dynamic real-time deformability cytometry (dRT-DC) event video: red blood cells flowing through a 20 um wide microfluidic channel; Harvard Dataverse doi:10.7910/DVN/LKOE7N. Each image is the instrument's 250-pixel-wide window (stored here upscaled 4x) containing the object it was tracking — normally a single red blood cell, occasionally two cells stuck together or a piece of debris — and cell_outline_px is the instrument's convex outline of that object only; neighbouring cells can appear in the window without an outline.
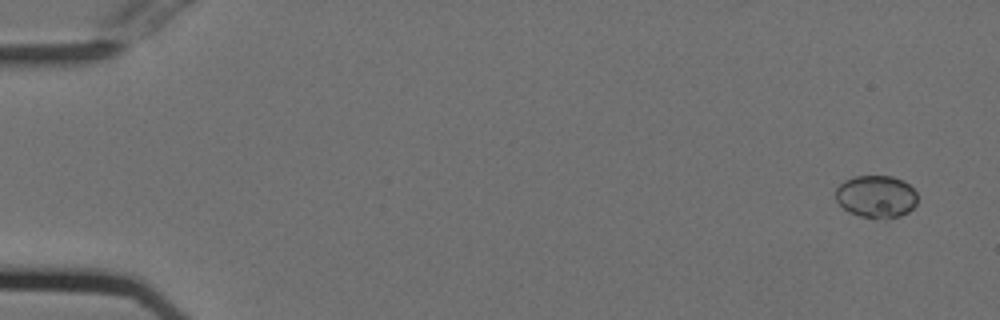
{"species": "Egyptian fruit bat (a non-hibernating species)", "species_latin": "Rousettus aegyptiacus", "temperature_condition": "cold", "stored_images_in_passage": 53, "camera_frame_rate_fps": 3000, "um_per_image_px": 0.085, "animal": {"sex": "female"}, "frame": {"image": 1, "passage_image": 1, "time_ms": 0.0, "image_size_px": [1000, 320], "cell_outline_px": [[916, 204], [908, 212], [900, 216], [860, 216], [848, 212], [836, 200], [836, 188], [844, 180], [856, 176], [892, 176], [904, 180], [916, 192]], "centroid_in_image_um": [74.47, 16.66], "position_along_channel_um": 10.5, "area_um2": 19.83}}
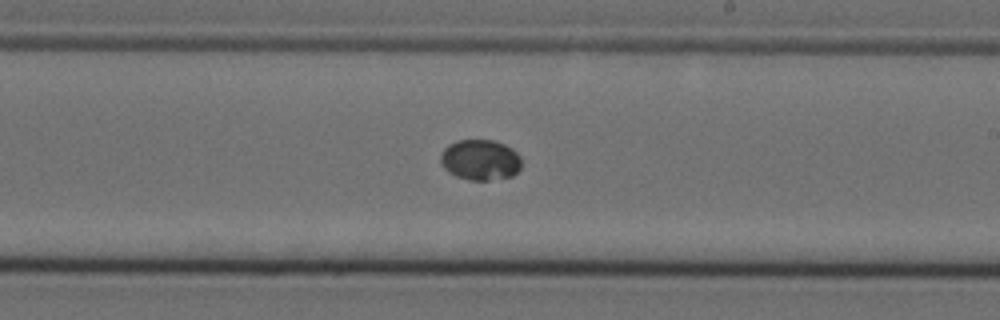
{"frame": {"image": 2, "passage_image": 31, "time_ms": 10.0, "image_size_px": [1000, 320], "cell_outline_px": [[520, 168], [512, 176], [488, 180], [468, 180], [456, 176], [448, 172], [440, 164], [440, 156], [444, 148], [448, 144], [456, 140], [492, 140], [504, 144], [512, 148], [520, 156]], "centroid_in_image_um": [40.79, 13.58], "position_along_channel_um": 248.2, "area_um2": 19.25}}
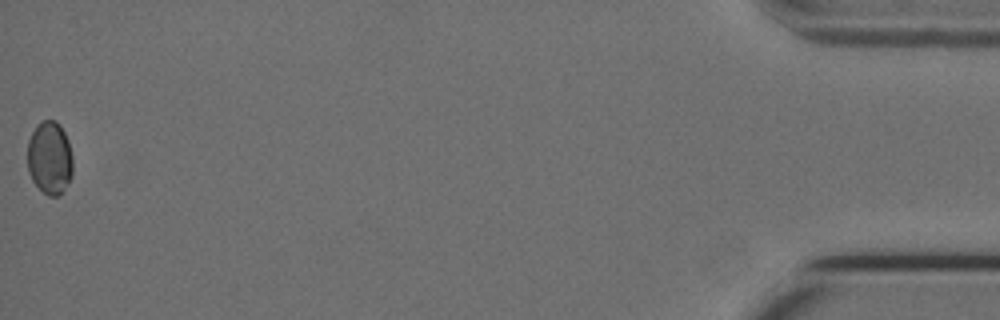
{"frame": {"image": 3, "passage_image": 53, "time_ms": 17.333, "image_size_px": [1000, 320], "cell_outline_px": [[72, 176], [60, 196], [48, 196], [32, 180], [28, 172], [28, 140], [36, 124], [44, 120], [56, 120], [60, 124], [68, 140], [72, 156]], "centroid_in_image_um": [4.23, 13.41], "position_along_channel_um": 431.0, "area_um2": 19.42}}